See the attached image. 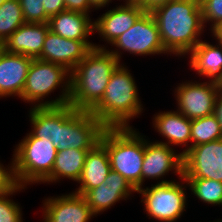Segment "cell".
Listing matches in <instances>:
<instances>
[{
	"label": "cell",
	"mask_w": 222,
	"mask_h": 222,
	"mask_svg": "<svg viewBox=\"0 0 222 222\" xmlns=\"http://www.w3.org/2000/svg\"><path fill=\"white\" fill-rule=\"evenodd\" d=\"M106 12L94 19V34L97 32L104 44H96V49H107L121 34L128 31L145 12L136 2H123L119 6L105 10Z\"/></svg>",
	"instance_id": "4fadbf2b"
},
{
	"label": "cell",
	"mask_w": 222,
	"mask_h": 222,
	"mask_svg": "<svg viewBox=\"0 0 222 222\" xmlns=\"http://www.w3.org/2000/svg\"><path fill=\"white\" fill-rule=\"evenodd\" d=\"M120 64L107 49H92L71 71L69 104L90 112L102 99L112 72Z\"/></svg>",
	"instance_id": "277c9868"
},
{
	"label": "cell",
	"mask_w": 222,
	"mask_h": 222,
	"mask_svg": "<svg viewBox=\"0 0 222 222\" xmlns=\"http://www.w3.org/2000/svg\"><path fill=\"white\" fill-rule=\"evenodd\" d=\"M90 7L95 11L105 8L106 6L109 7L110 3L114 0H88Z\"/></svg>",
	"instance_id": "e575fe53"
},
{
	"label": "cell",
	"mask_w": 222,
	"mask_h": 222,
	"mask_svg": "<svg viewBox=\"0 0 222 222\" xmlns=\"http://www.w3.org/2000/svg\"><path fill=\"white\" fill-rule=\"evenodd\" d=\"M172 0H136V3L145 11L152 12L157 7H160Z\"/></svg>",
	"instance_id": "d6a6232c"
},
{
	"label": "cell",
	"mask_w": 222,
	"mask_h": 222,
	"mask_svg": "<svg viewBox=\"0 0 222 222\" xmlns=\"http://www.w3.org/2000/svg\"><path fill=\"white\" fill-rule=\"evenodd\" d=\"M49 30L48 23H24L4 42V49L12 54L37 58Z\"/></svg>",
	"instance_id": "ffe728a7"
},
{
	"label": "cell",
	"mask_w": 222,
	"mask_h": 222,
	"mask_svg": "<svg viewBox=\"0 0 222 222\" xmlns=\"http://www.w3.org/2000/svg\"><path fill=\"white\" fill-rule=\"evenodd\" d=\"M137 191L118 172L111 171L98 187L87 190L82 196L95 216L111 209L120 201H127Z\"/></svg>",
	"instance_id": "9a60e30c"
},
{
	"label": "cell",
	"mask_w": 222,
	"mask_h": 222,
	"mask_svg": "<svg viewBox=\"0 0 222 222\" xmlns=\"http://www.w3.org/2000/svg\"><path fill=\"white\" fill-rule=\"evenodd\" d=\"M42 2L44 10L49 17L66 10L64 0H43Z\"/></svg>",
	"instance_id": "1f68e13d"
},
{
	"label": "cell",
	"mask_w": 222,
	"mask_h": 222,
	"mask_svg": "<svg viewBox=\"0 0 222 222\" xmlns=\"http://www.w3.org/2000/svg\"><path fill=\"white\" fill-rule=\"evenodd\" d=\"M100 143L107 149L111 169L137 191L142 187L144 135L132 127H106Z\"/></svg>",
	"instance_id": "8992f818"
},
{
	"label": "cell",
	"mask_w": 222,
	"mask_h": 222,
	"mask_svg": "<svg viewBox=\"0 0 222 222\" xmlns=\"http://www.w3.org/2000/svg\"><path fill=\"white\" fill-rule=\"evenodd\" d=\"M174 91L176 110L188 119L210 116L214 113V104L221 86L218 83L193 79L177 83Z\"/></svg>",
	"instance_id": "30bf717a"
},
{
	"label": "cell",
	"mask_w": 222,
	"mask_h": 222,
	"mask_svg": "<svg viewBox=\"0 0 222 222\" xmlns=\"http://www.w3.org/2000/svg\"><path fill=\"white\" fill-rule=\"evenodd\" d=\"M13 149V173L18 185L42 184L51 174L57 148L50 139L36 138L29 131Z\"/></svg>",
	"instance_id": "52a82bcc"
},
{
	"label": "cell",
	"mask_w": 222,
	"mask_h": 222,
	"mask_svg": "<svg viewBox=\"0 0 222 222\" xmlns=\"http://www.w3.org/2000/svg\"><path fill=\"white\" fill-rule=\"evenodd\" d=\"M151 13L165 51L178 59L187 58L185 55L199 44L206 32L199 0H172Z\"/></svg>",
	"instance_id": "7a4b0ae2"
},
{
	"label": "cell",
	"mask_w": 222,
	"mask_h": 222,
	"mask_svg": "<svg viewBox=\"0 0 222 222\" xmlns=\"http://www.w3.org/2000/svg\"><path fill=\"white\" fill-rule=\"evenodd\" d=\"M48 24L53 33L70 40L90 41L94 35V18L81 12H59L50 17Z\"/></svg>",
	"instance_id": "44dd1931"
},
{
	"label": "cell",
	"mask_w": 222,
	"mask_h": 222,
	"mask_svg": "<svg viewBox=\"0 0 222 222\" xmlns=\"http://www.w3.org/2000/svg\"><path fill=\"white\" fill-rule=\"evenodd\" d=\"M29 131L36 138L50 139L57 150H91L101 139L105 126L91 112L70 104L60 107L29 108Z\"/></svg>",
	"instance_id": "6da1fadb"
},
{
	"label": "cell",
	"mask_w": 222,
	"mask_h": 222,
	"mask_svg": "<svg viewBox=\"0 0 222 222\" xmlns=\"http://www.w3.org/2000/svg\"><path fill=\"white\" fill-rule=\"evenodd\" d=\"M119 64L112 72L101 101L90 111L105 127H132L130 121L144 113L134 74Z\"/></svg>",
	"instance_id": "3957f363"
},
{
	"label": "cell",
	"mask_w": 222,
	"mask_h": 222,
	"mask_svg": "<svg viewBox=\"0 0 222 222\" xmlns=\"http://www.w3.org/2000/svg\"><path fill=\"white\" fill-rule=\"evenodd\" d=\"M25 23L19 0H5L0 5V44Z\"/></svg>",
	"instance_id": "d4e9b609"
},
{
	"label": "cell",
	"mask_w": 222,
	"mask_h": 222,
	"mask_svg": "<svg viewBox=\"0 0 222 222\" xmlns=\"http://www.w3.org/2000/svg\"><path fill=\"white\" fill-rule=\"evenodd\" d=\"M107 50L118 59L120 64H122L121 58L124 52L142 57L161 54L169 56L164 49L157 23L151 12H144L135 24L128 31L121 34L111 45V48Z\"/></svg>",
	"instance_id": "9c48e42d"
},
{
	"label": "cell",
	"mask_w": 222,
	"mask_h": 222,
	"mask_svg": "<svg viewBox=\"0 0 222 222\" xmlns=\"http://www.w3.org/2000/svg\"><path fill=\"white\" fill-rule=\"evenodd\" d=\"M44 199L43 222H90L96 217L84 197L73 191Z\"/></svg>",
	"instance_id": "5bb4252c"
},
{
	"label": "cell",
	"mask_w": 222,
	"mask_h": 222,
	"mask_svg": "<svg viewBox=\"0 0 222 222\" xmlns=\"http://www.w3.org/2000/svg\"><path fill=\"white\" fill-rule=\"evenodd\" d=\"M203 24L210 26L211 32L219 24H222V0H199Z\"/></svg>",
	"instance_id": "83f0119b"
},
{
	"label": "cell",
	"mask_w": 222,
	"mask_h": 222,
	"mask_svg": "<svg viewBox=\"0 0 222 222\" xmlns=\"http://www.w3.org/2000/svg\"><path fill=\"white\" fill-rule=\"evenodd\" d=\"M209 222H211V221H209ZM213 222H222V219H216V220H213Z\"/></svg>",
	"instance_id": "f35d334b"
},
{
	"label": "cell",
	"mask_w": 222,
	"mask_h": 222,
	"mask_svg": "<svg viewBox=\"0 0 222 222\" xmlns=\"http://www.w3.org/2000/svg\"><path fill=\"white\" fill-rule=\"evenodd\" d=\"M25 189L27 187L17 184L10 192L0 196V222H24L21 205L11 197L18 192L25 191Z\"/></svg>",
	"instance_id": "4316f807"
},
{
	"label": "cell",
	"mask_w": 222,
	"mask_h": 222,
	"mask_svg": "<svg viewBox=\"0 0 222 222\" xmlns=\"http://www.w3.org/2000/svg\"><path fill=\"white\" fill-rule=\"evenodd\" d=\"M213 114L217 117V120L222 130V89L220 90V92L216 97Z\"/></svg>",
	"instance_id": "836d02e7"
},
{
	"label": "cell",
	"mask_w": 222,
	"mask_h": 222,
	"mask_svg": "<svg viewBox=\"0 0 222 222\" xmlns=\"http://www.w3.org/2000/svg\"><path fill=\"white\" fill-rule=\"evenodd\" d=\"M215 42L216 45L201 40L186 56L189 69L194 70L196 75L219 84L222 81V43Z\"/></svg>",
	"instance_id": "d6986e66"
},
{
	"label": "cell",
	"mask_w": 222,
	"mask_h": 222,
	"mask_svg": "<svg viewBox=\"0 0 222 222\" xmlns=\"http://www.w3.org/2000/svg\"><path fill=\"white\" fill-rule=\"evenodd\" d=\"M25 23H48L50 17L43 7V0H19Z\"/></svg>",
	"instance_id": "f1b7e54d"
},
{
	"label": "cell",
	"mask_w": 222,
	"mask_h": 222,
	"mask_svg": "<svg viewBox=\"0 0 222 222\" xmlns=\"http://www.w3.org/2000/svg\"><path fill=\"white\" fill-rule=\"evenodd\" d=\"M117 1H120V0H117ZM120 2H122V0ZM123 2H136V0H123Z\"/></svg>",
	"instance_id": "8d00e7d4"
},
{
	"label": "cell",
	"mask_w": 222,
	"mask_h": 222,
	"mask_svg": "<svg viewBox=\"0 0 222 222\" xmlns=\"http://www.w3.org/2000/svg\"><path fill=\"white\" fill-rule=\"evenodd\" d=\"M94 48L93 42L66 39L49 30L37 59L62 65L72 71Z\"/></svg>",
	"instance_id": "2e32d148"
},
{
	"label": "cell",
	"mask_w": 222,
	"mask_h": 222,
	"mask_svg": "<svg viewBox=\"0 0 222 222\" xmlns=\"http://www.w3.org/2000/svg\"><path fill=\"white\" fill-rule=\"evenodd\" d=\"M190 133L191 147L222 138V130L214 114L192 119Z\"/></svg>",
	"instance_id": "484cf974"
},
{
	"label": "cell",
	"mask_w": 222,
	"mask_h": 222,
	"mask_svg": "<svg viewBox=\"0 0 222 222\" xmlns=\"http://www.w3.org/2000/svg\"><path fill=\"white\" fill-rule=\"evenodd\" d=\"M88 151L75 148L57 150L52 172L42 183L57 184L66 178L77 183L82 174Z\"/></svg>",
	"instance_id": "603a6c76"
},
{
	"label": "cell",
	"mask_w": 222,
	"mask_h": 222,
	"mask_svg": "<svg viewBox=\"0 0 222 222\" xmlns=\"http://www.w3.org/2000/svg\"><path fill=\"white\" fill-rule=\"evenodd\" d=\"M183 178L222 182V138L193 146L183 155Z\"/></svg>",
	"instance_id": "7c38bea8"
},
{
	"label": "cell",
	"mask_w": 222,
	"mask_h": 222,
	"mask_svg": "<svg viewBox=\"0 0 222 222\" xmlns=\"http://www.w3.org/2000/svg\"><path fill=\"white\" fill-rule=\"evenodd\" d=\"M191 194L203 203L222 206V182L212 179L184 178Z\"/></svg>",
	"instance_id": "cb8c5ba5"
},
{
	"label": "cell",
	"mask_w": 222,
	"mask_h": 222,
	"mask_svg": "<svg viewBox=\"0 0 222 222\" xmlns=\"http://www.w3.org/2000/svg\"><path fill=\"white\" fill-rule=\"evenodd\" d=\"M58 88L60 94L55 99L49 98ZM70 92L71 71L62 65L34 58L19 99L30 108L60 107L69 104Z\"/></svg>",
	"instance_id": "5b68a950"
},
{
	"label": "cell",
	"mask_w": 222,
	"mask_h": 222,
	"mask_svg": "<svg viewBox=\"0 0 222 222\" xmlns=\"http://www.w3.org/2000/svg\"><path fill=\"white\" fill-rule=\"evenodd\" d=\"M16 185L13 173V159L5 166L0 161V196L10 192Z\"/></svg>",
	"instance_id": "f546056e"
},
{
	"label": "cell",
	"mask_w": 222,
	"mask_h": 222,
	"mask_svg": "<svg viewBox=\"0 0 222 222\" xmlns=\"http://www.w3.org/2000/svg\"><path fill=\"white\" fill-rule=\"evenodd\" d=\"M66 10L91 14L94 10L90 7L88 0H64Z\"/></svg>",
	"instance_id": "4dcf8cb0"
},
{
	"label": "cell",
	"mask_w": 222,
	"mask_h": 222,
	"mask_svg": "<svg viewBox=\"0 0 222 222\" xmlns=\"http://www.w3.org/2000/svg\"><path fill=\"white\" fill-rule=\"evenodd\" d=\"M33 59L26 55L12 54L5 49L2 50L0 54V99L21 97Z\"/></svg>",
	"instance_id": "ac0fdd59"
},
{
	"label": "cell",
	"mask_w": 222,
	"mask_h": 222,
	"mask_svg": "<svg viewBox=\"0 0 222 222\" xmlns=\"http://www.w3.org/2000/svg\"><path fill=\"white\" fill-rule=\"evenodd\" d=\"M152 123L154 130L165 139L156 142L172 146L174 149L175 146H183V155L191 148V119L179 111H159L153 115Z\"/></svg>",
	"instance_id": "e0dca14e"
},
{
	"label": "cell",
	"mask_w": 222,
	"mask_h": 222,
	"mask_svg": "<svg viewBox=\"0 0 222 222\" xmlns=\"http://www.w3.org/2000/svg\"><path fill=\"white\" fill-rule=\"evenodd\" d=\"M3 49H4L3 44H0V54H1V52H2Z\"/></svg>",
	"instance_id": "74e56055"
},
{
	"label": "cell",
	"mask_w": 222,
	"mask_h": 222,
	"mask_svg": "<svg viewBox=\"0 0 222 222\" xmlns=\"http://www.w3.org/2000/svg\"><path fill=\"white\" fill-rule=\"evenodd\" d=\"M111 171L107 149L99 142L88 151L79 184L73 192L83 195L87 190L98 187Z\"/></svg>",
	"instance_id": "7402d4cb"
},
{
	"label": "cell",
	"mask_w": 222,
	"mask_h": 222,
	"mask_svg": "<svg viewBox=\"0 0 222 222\" xmlns=\"http://www.w3.org/2000/svg\"><path fill=\"white\" fill-rule=\"evenodd\" d=\"M163 143L150 141L144 135V159L142 164V187L146 180H159L157 184L175 181L167 180L169 172L178 176V180L183 177V154ZM165 177V179H164Z\"/></svg>",
	"instance_id": "8fae6325"
},
{
	"label": "cell",
	"mask_w": 222,
	"mask_h": 222,
	"mask_svg": "<svg viewBox=\"0 0 222 222\" xmlns=\"http://www.w3.org/2000/svg\"><path fill=\"white\" fill-rule=\"evenodd\" d=\"M210 33L211 37L214 38L212 40H217L219 43H222V24H219Z\"/></svg>",
	"instance_id": "d590c367"
},
{
	"label": "cell",
	"mask_w": 222,
	"mask_h": 222,
	"mask_svg": "<svg viewBox=\"0 0 222 222\" xmlns=\"http://www.w3.org/2000/svg\"><path fill=\"white\" fill-rule=\"evenodd\" d=\"M188 185L182 177L179 181H172L163 184H151L143 186L137 190L141 195L140 203L144 206L143 210L148 219L159 222H177L187 210Z\"/></svg>",
	"instance_id": "ba28073f"
}]
</instances>
